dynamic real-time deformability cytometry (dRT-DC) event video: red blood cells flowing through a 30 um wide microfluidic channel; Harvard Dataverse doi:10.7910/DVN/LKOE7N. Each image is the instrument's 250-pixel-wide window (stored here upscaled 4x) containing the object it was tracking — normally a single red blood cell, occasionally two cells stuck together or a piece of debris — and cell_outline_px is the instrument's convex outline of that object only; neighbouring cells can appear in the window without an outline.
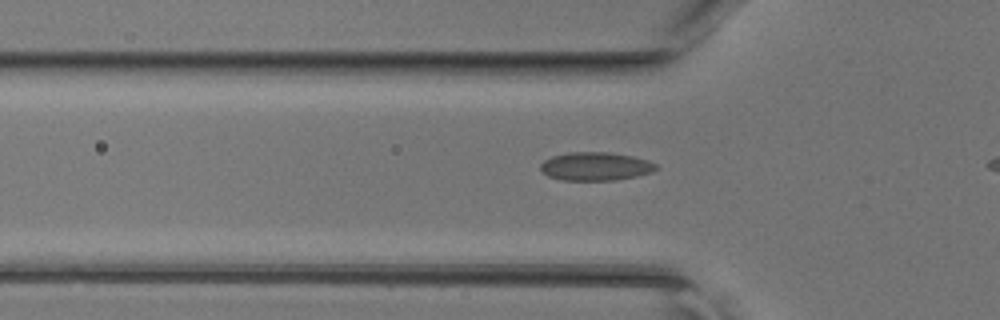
{"species": "common noctule bat (a hibernating species)", "species_latin": "Nyctalus noctula", "temperature_condition": "room temperature", "stored_images_in_passage": 29, "camera_frame_rate_fps": 3000, "um_per_image_px": 0.085, "animal": {"sex": "female", "body_mass_g": 17.0, "forearm_length_mm": 48.0}, "frame": {"image": 1, "passage_image": 5, "time_ms": 1.333, "image_size_px": [1000, 320], "cell_outline_px": [[660, 168], [652, 172], [636, 176], [616, 180], [560, 180], [548, 176], [540, 168], [540, 164], [544, 160], [552, 156], [568, 152], [608, 152], [632, 156], [648, 160], [656, 164]], "centroid_in_image_um": [50.63, 14.14], "position_along_channel_um": 75.2, "area_um2": 19.19}}
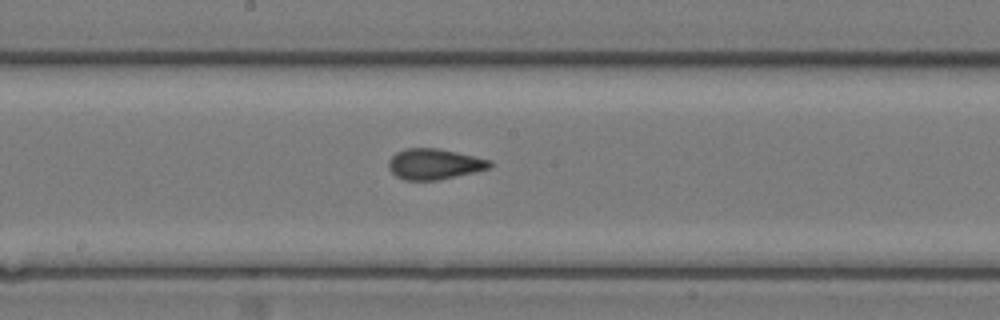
{"frame": {"image": 2, "passage_image": 14, "time_ms": 4.333, "image_size_px": [1000, 320], "cell_outline_px": [[492, 168], [476, 172], [436, 180], [404, 180], [396, 176], [388, 168], [388, 160], [396, 152], [404, 148], [440, 148], [492, 160]], "centroid_in_image_um": [36.93, 13.94], "position_along_channel_um": 211.3, "area_um2": 18.32}}
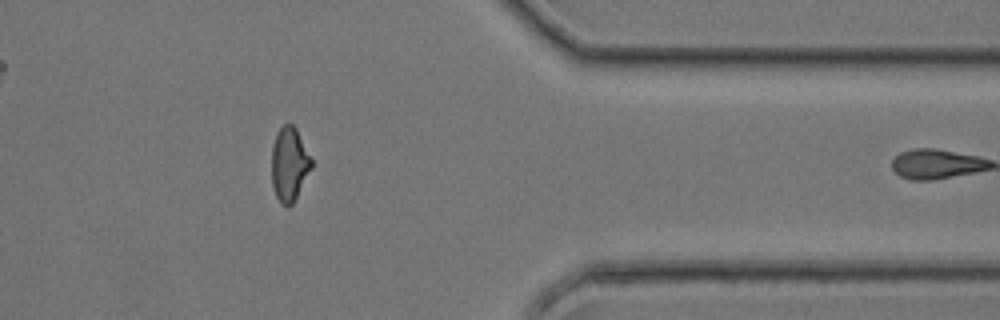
{"frame": {"image": 3, "passage_image": 27, "time_ms": 8.667, "image_size_px": [1000, 320], "cell_outline_px": [[312, 168], [292, 204], [288, 208], [280, 204], [276, 196], [272, 184], [272, 144], [276, 132], [284, 124], [292, 124], [296, 128], [312, 156]], "centroid_in_image_um": [24.6, 13.95], "position_along_channel_um": 386.8, "area_um2": 17.4}}